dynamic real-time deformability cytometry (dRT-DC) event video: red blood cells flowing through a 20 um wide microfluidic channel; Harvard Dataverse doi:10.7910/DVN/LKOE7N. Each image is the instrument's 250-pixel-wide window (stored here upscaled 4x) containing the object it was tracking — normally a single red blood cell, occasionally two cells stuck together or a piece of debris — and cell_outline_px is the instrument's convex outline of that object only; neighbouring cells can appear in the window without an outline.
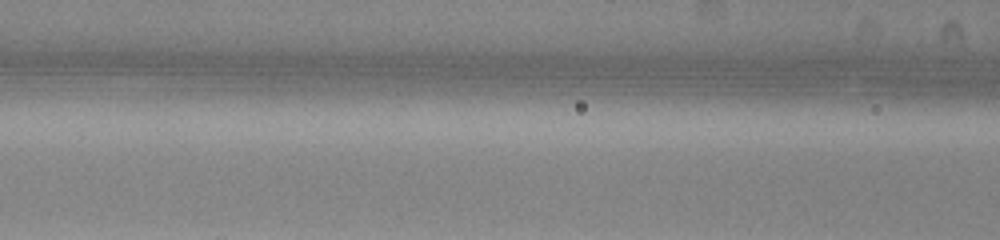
{"species": "common noctule bat (a hibernating species)", "species_latin": "Nyctalus noctula", "temperature_condition": "warm", "stored_images_in_passage": 5, "segment_of_instrument_passage": [2, 2], "camera_frame_rate_fps": 3000, "um_per_image_px": 0.085, "animal": {"sex": "male", "body_mass_g": 13.0, "forearm_length_mm": 53.1}, "frame": {"image": 1, "passage_image": 5, "time_ms": 1.333, "image_size_px": [1000, 240], "cell_outline_px": [[732, 152], [712, 160], [616, 156], [600, 152], [604, 148], [628, 144], [684, 144], [728, 148]], "centroid_in_image_um": [56.76, 12.86], "position_along_channel_um": 109.8, "area_um2": 11.27}}